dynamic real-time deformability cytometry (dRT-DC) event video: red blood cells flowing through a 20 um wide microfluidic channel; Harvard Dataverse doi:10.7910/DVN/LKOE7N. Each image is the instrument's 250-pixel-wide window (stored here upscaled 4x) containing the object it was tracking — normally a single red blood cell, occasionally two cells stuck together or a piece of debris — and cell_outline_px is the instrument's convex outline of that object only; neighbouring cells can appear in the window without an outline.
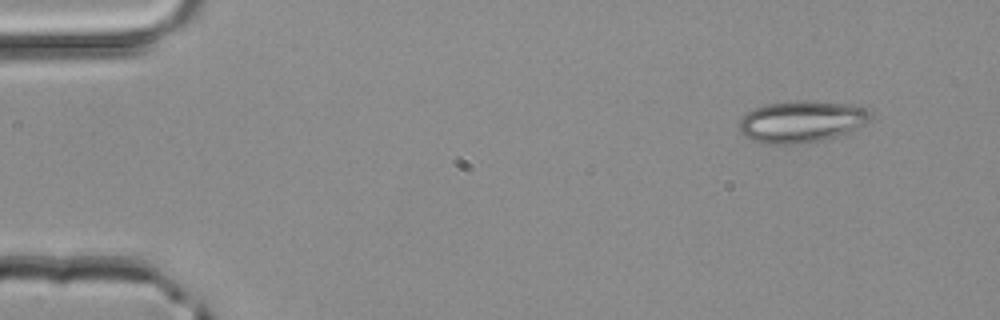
{"species": "common noctule bat (a hibernating species)", "species_latin": "Nyctalus noctula", "temperature_condition": "room temperature", "stored_images_in_passage": 4, "camera_frame_rate_fps": 3000, "um_per_image_px": 0.085, "animal": {"sex": "male", "body_mass_g": 20.4}, "frame": {"image": 1, "passage_image": 1, "time_ms": 0.0, "image_size_px": [1000, 320], "cell_outline_px": [[872, 116], [864, 124], [852, 132], [820, 140], [800, 144], [768, 144], [752, 140], [744, 136], [740, 132], [740, 120], [748, 112], [756, 108], [768, 104], [852, 104], [864, 108], [872, 112]], "centroid_in_image_um": [68.14, 10.41], "position_along_channel_um": 16.9, "area_um2": 30.63}}